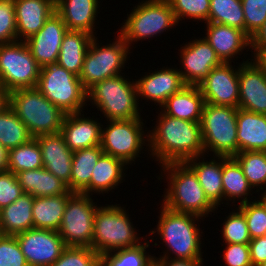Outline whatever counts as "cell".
Returning a JSON list of instances; mask_svg holds the SVG:
<instances>
[{"label": "cell", "mask_w": 266, "mask_h": 266, "mask_svg": "<svg viewBox=\"0 0 266 266\" xmlns=\"http://www.w3.org/2000/svg\"><path fill=\"white\" fill-rule=\"evenodd\" d=\"M133 8L119 29L129 47L133 42L150 39L179 24L168 0H145Z\"/></svg>", "instance_id": "9c48e42d"}, {"label": "cell", "mask_w": 266, "mask_h": 266, "mask_svg": "<svg viewBox=\"0 0 266 266\" xmlns=\"http://www.w3.org/2000/svg\"><path fill=\"white\" fill-rule=\"evenodd\" d=\"M3 236V233L1 231V227H0V238Z\"/></svg>", "instance_id": "680465c9"}, {"label": "cell", "mask_w": 266, "mask_h": 266, "mask_svg": "<svg viewBox=\"0 0 266 266\" xmlns=\"http://www.w3.org/2000/svg\"><path fill=\"white\" fill-rule=\"evenodd\" d=\"M244 214L251 239L264 236L266 233V205L255 199L238 207Z\"/></svg>", "instance_id": "7bdbcfd3"}, {"label": "cell", "mask_w": 266, "mask_h": 266, "mask_svg": "<svg viewBox=\"0 0 266 266\" xmlns=\"http://www.w3.org/2000/svg\"><path fill=\"white\" fill-rule=\"evenodd\" d=\"M249 60L239 65L238 108L266 115V74L254 60Z\"/></svg>", "instance_id": "ac0fdd59"}, {"label": "cell", "mask_w": 266, "mask_h": 266, "mask_svg": "<svg viewBox=\"0 0 266 266\" xmlns=\"http://www.w3.org/2000/svg\"><path fill=\"white\" fill-rule=\"evenodd\" d=\"M10 107V93L0 87V114Z\"/></svg>", "instance_id": "db71d44e"}, {"label": "cell", "mask_w": 266, "mask_h": 266, "mask_svg": "<svg viewBox=\"0 0 266 266\" xmlns=\"http://www.w3.org/2000/svg\"><path fill=\"white\" fill-rule=\"evenodd\" d=\"M249 248L253 266H258L266 261V238L264 236L251 239Z\"/></svg>", "instance_id": "681fc988"}, {"label": "cell", "mask_w": 266, "mask_h": 266, "mask_svg": "<svg viewBox=\"0 0 266 266\" xmlns=\"http://www.w3.org/2000/svg\"><path fill=\"white\" fill-rule=\"evenodd\" d=\"M24 192L17 175L12 171H0V210L15 202Z\"/></svg>", "instance_id": "7dc6e473"}, {"label": "cell", "mask_w": 266, "mask_h": 266, "mask_svg": "<svg viewBox=\"0 0 266 266\" xmlns=\"http://www.w3.org/2000/svg\"><path fill=\"white\" fill-rule=\"evenodd\" d=\"M109 122V123H108ZM102 125L100 147L104 154L124 161L127 165L135 162L141 154L143 145L149 143V131L145 136L141 118L108 120Z\"/></svg>", "instance_id": "7c38bea8"}, {"label": "cell", "mask_w": 266, "mask_h": 266, "mask_svg": "<svg viewBox=\"0 0 266 266\" xmlns=\"http://www.w3.org/2000/svg\"><path fill=\"white\" fill-rule=\"evenodd\" d=\"M260 198H261V201L266 205V193L264 194L262 193Z\"/></svg>", "instance_id": "9f6ffc18"}, {"label": "cell", "mask_w": 266, "mask_h": 266, "mask_svg": "<svg viewBox=\"0 0 266 266\" xmlns=\"http://www.w3.org/2000/svg\"><path fill=\"white\" fill-rule=\"evenodd\" d=\"M223 199L234 201L240 199L239 204L250 202L248 195L252 187L249 185L247 178L243 174L242 168L233 157L223 156Z\"/></svg>", "instance_id": "836d02e7"}, {"label": "cell", "mask_w": 266, "mask_h": 266, "mask_svg": "<svg viewBox=\"0 0 266 266\" xmlns=\"http://www.w3.org/2000/svg\"><path fill=\"white\" fill-rule=\"evenodd\" d=\"M30 135L26 125L9 107L0 114V144L10 150L28 142Z\"/></svg>", "instance_id": "8d00e7d4"}, {"label": "cell", "mask_w": 266, "mask_h": 266, "mask_svg": "<svg viewBox=\"0 0 266 266\" xmlns=\"http://www.w3.org/2000/svg\"><path fill=\"white\" fill-rule=\"evenodd\" d=\"M209 22L236 27L245 32L241 0H210Z\"/></svg>", "instance_id": "f35d334b"}, {"label": "cell", "mask_w": 266, "mask_h": 266, "mask_svg": "<svg viewBox=\"0 0 266 266\" xmlns=\"http://www.w3.org/2000/svg\"><path fill=\"white\" fill-rule=\"evenodd\" d=\"M180 49V64L183 66L178 70L186 85H198L213 68L223 63L203 37L184 44Z\"/></svg>", "instance_id": "2e32d148"}, {"label": "cell", "mask_w": 266, "mask_h": 266, "mask_svg": "<svg viewBox=\"0 0 266 266\" xmlns=\"http://www.w3.org/2000/svg\"><path fill=\"white\" fill-rule=\"evenodd\" d=\"M103 154L102 148L94 146L73 152L70 191L90 195V181L94 167Z\"/></svg>", "instance_id": "1f68e13d"}, {"label": "cell", "mask_w": 266, "mask_h": 266, "mask_svg": "<svg viewBox=\"0 0 266 266\" xmlns=\"http://www.w3.org/2000/svg\"><path fill=\"white\" fill-rule=\"evenodd\" d=\"M132 81L120 74L98 82L87 90V102L96 106L107 121L141 118L136 81Z\"/></svg>", "instance_id": "5b68a950"}, {"label": "cell", "mask_w": 266, "mask_h": 266, "mask_svg": "<svg viewBox=\"0 0 266 266\" xmlns=\"http://www.w3.org/2000/svg\"><path fill=\"white\" fill-rule=\"evenodd\" d=\"M67 31V26L55 11L37 33L25 40L40 67L57 63L62 39Z\"/></svg>", "instance_id": "e0dca14e"}, {"label": "cell", "mask_w": 266, "mask_h": 266, "mask_svg": "<svg viewBox=\"0 0 266 266\" xmlns=\"http://www.w3.org/2000/svg\"><path fill=\"white\" fill-rule=\"evenodd\" d=\"M40 68L25 41L0 44V87L7 92L35 88Z\"/></svg>", "instance_id": "8fae6325"}, {"label": "cell", "mask_w": 266, "mask_h": 266, "mask_svg": "<svg viewBox=\"0 0 266 266\" xmlns=\"http://www.w3.org/2000/svg\"><path fill=\"white\" fill-rule=\"evenodd\" d=\"M160 213L156 231L154 229L149 233L153 235L157 232L167 247L160 258H170L174 254L173 259H203L200 238L203 232H200V225H197L202 217L176 212L162 204Z\"/></svg>", "instance_id": "3957f363"}, {"label": "cell", "mask_w": 266, "mask_h": 266, "mask_svg": "<svg viewBox=\"0 0 266 266\" xmlns=\"http://www.w3.org/2000/svg\"><path fill=\"white\" fill-rule=\"evenodd\" d=\"M155 258V266H203L204 259Z\"/></svg>", "instance_id": "f907efd6"}, {"label": "cell", "mask_w": 266, "mask_h": 266, "mask_svg": "<svg viewBox=\"0 0 266 266\" xmlns=\"http://www.w3.org/2000/svg\"><path fill=\"white\" fill-rule=\"evenodd\" d=\"M161 167L162 175L164 173L169 181L162 205L176 212L205 218L217 209L205 196L195 172L185 162L167 163Z\"/></svg>", "instance_id": "7a4b0ae2"}, {"label": "cell", "mask_w": 266, "mask_h": 266, "mask_svg": "<svg viewBox=\"0 0 266 266\" xmlns=\"http://www.w3.org/2000/svg\"><path fill=\"white\" fill-rule=\"evenodd\" d=\"M24 193L34 197H49L63 194H73L66 183L56 178L44 167L24 170L16 174Z\"/></svg>", "instance_id": "83f0119b"}, {"label": "cell", "mask_w": 266, "mask_h": 266, "mask_svg": "<svg viewBox=\"0 0 266 266\" xmlns=\"http://www.w3.org/2000/svg\"><path fill=\"white\" fill-rule=\"evenodd\" d=\"M231 63H222L213 68L209 75L197 86L204 97L205 103L212 105H239V67Z\"/></svg>", "instance_id": "9a60e30c"}, {"label": "cell", "mask_w": 266, "mask_h": 266, "mask_svg": "<svg viewBox=\"0 0 266 266\" xmlns=\"http://www.w3.org/2000/svg\"><path fill=\"white\" fill-rule=\"evenodd\" d=\"M238 153L243 151H266V115L238 108Z\"/></svg>", "instance_id": "4316f807"}, {"label": "cell", "mask_w": 266, "mask_h": 266, "mask_svg": "<svg viewBox=\"0 0 266 266\" xmlns=\"http://www.w3.org/2000/svg\"><path fill=\"white\" fill-rule=\"evenodd\" d=\"M222 225L221 232L225 244H245L251 241L245 216L239 208L237 212L229 213Z\"/></svg>", "instance_id": "60d3db41"}, {"label": "cell", "mask_w": 266, "mask_h": 266, "mask_svg": "<svg viewBox=\"0 0 266 266\" xmlns=\"http://www.w3.org/2000/svg\"><path fill=\"white\" fill-rule=\"evenodd\" d=\"M17 41L14 0H0V44Z\"/></svg>", "instance_id": "f6af8a7d"}, {"label": "cell", "mask_w": 266, "mask_h": 266, "mask_svg": "<svg viewBox=\"0 0 266 266\" xmlns=\"http://www.w3.org/2000/svg\"><path fill=\"white\" fill-rule=\"evenodd\" d=\"M101 123L84 117L81 112L65 114L60 133L68 148L74 152L84 148L99 146L101 143Z\"/></svg>", "instance_id": "7402d4cb"}, {"label": "cell", "mask_w": 266, "mask_h": 266, "mask_svg": "<svg viewBox=\"0 0 266 266\" xmlns=\"http://www.w3.org/2000/svg\"><path fill=\"white\" fill-rule=\"evenodd\" d=\"M115 41L100 47L96 36L90 42L83 66L78 76L82 86L88 90L94 84L120 75L131 53L128 44L120 34ZM129 52V53H128Z\"/></svg>", "instance_id": "30bf717a"}, {"label": "cell", "mask_w": 266, "mask_h": 266, "mask_svg": "<svg viewBox=\"0 0 266 266\" xmlns=\"http://www.w3.org/2000/svg\"><path fill=\"white\" fill-rule=\"evenodd\" d=\"M10 108L26 125L32 138L60 132L65 117L36 87L10 92Z\"/></svg>", "instance_id": "8992f818"}, {"label": "cell", "mask_w": 266, "mask_h": 266, "mask_svg": "<svg viewBox=\"0 0 266 266\" xmlns=\"http://www.w3.org/2000/svg\"><path fill=\"white\" fill-rule=\"evenodd\" d=\"M205 100L197 85H186L171 95L161 106V111L171 117L186 121L199 122Z\"/></svg>", "instance_id": "484cf974"}, {"label": "cell", "mask_w": 266, "mask_h": 266, "mask_svg": "<svg viewBox=\"0 0 266 266\" xmlns=\"http://www.w3.org/2000/svg\"><path fill=\"white\" fill-rule=\"evenodd\" d=\"M15 236L29 266H51L66 247L56 230L32 228Z\"/></svg>", "instance_id": "5bb4252c"}, {"label": "cell", "mask_w": 266, "mask_h": 266, "mask_svg": "<svg viewBox=\"0 0 266 266\" xmlns=\"http://www.w3.org/2000/svg\"><path fill=\"white\" fill-rule=\"evenodd\" d=\"M127 164L113 156L102 154L93 169L90 181V194H104L124 181ZM124 174V175H123ZM123 180V181H122Z\"/></svg>", "instance_id": "4dcf8cb0"}, {"label": "cell", "mask_w": 266, "mask_h": 266, "mask_svg": "<svg viewBox=\"0 0 266 266\" xmlns=\"http://www.w3.org/2000/svg\"><path fill=\"white\" fill-rule=\"evenodd\" d=\"M51 266H101V256L89 247L66 246Z\"/></svg>", "instance_id": "ab89813d"}, {"label": "cell", "mask_w": 266, "mask_h": 266, "mask_svg": "<svg viewBox=\"0 0 266 266\" xmlns=\"http://www.w3.org/2000/svg\"><path fill=\"white\" fill-rule=\"evenodd\" d=\"M202 156L187 160L185 163L195 172L204 190L205 196L218 209L223 201V156H214L213 160L205 161ZM199 161V162H198ZM219 161V162H218Z\"/></svg>", "instance_id": "d4e9b609"}, {"label": "cell", "mask_w": 266, "mask_h": 266, "mask_svg": "<svg viewBox=\"0 0 266 266\" xmlns=\"http://www.w3.org/2000/svg\"><path fill=\"white\" fill-rule=\"evenodd\" d=\"M93 38V35L84 31L68 30L62 39L57 64L79 76Z\"/></svg>", "instance_id": "f546056e"}, {"label": "cell", "mask_w": 266, "mask_h": 266, "mask_svg": "<svg viewBox=\"0 0 266 266\" xmlns=\"http://www.w3.org/2000/svg\"><path fill=\"white\" fill-rule=\"evenodd\" d=\"M99 3L98 0H55V11L68 30L84 31L94 36Z\"/></svg>", "instance_id": "cb8c5ba5"}, {"label": "cell", "mask_w": 266, "mask_h": 266, "mask_svg": "<svg viewBox=\"0 0 266 266\" xmlns=\"http://www.w3.org/2000/svg\"><path fill=\"white\" fill-rule=\"evenodd\" d=\"M237 111L235 107L205 103L200 121L205 155L209 151L213 156L238 154Z\"/></svg>", "instance_id": "52a82bcc"}, {"label": "cell", "mask_w": 266, "mask_h": 266, "mask_svg": "<svg viewBox=\"0 0 266 266\" xmlns=\"http://www.w3.org/2000/svg\"><path fill=\"white\" fill-rule=\"evenodd\" d=\"M41 151L43 167L67 184L70 190L73 152L60 132L36 137Z\"/></svg>", "instance_id": "44dd1931"}, {"label": "cell", "mask_w": 266, "mask_h": 266, "mask_svg": "<svg viewBox=\"0 0 266 266\" xmlns=\"http://www.w3.org/2000/svg\"><path fill=\"white\" fill-rule=\"evenodd\" d=\"M157 124L149 132L146 145L152 157L164 165L172 162L205 157L202 131L199 122L174 118L160 111Z\"/></svg>", "instance_id": "6da1fadb"}, {"label": "cell", "mask_w": 266, "mask_h": 266, "mask_svg": "<svg viewBox=\"0 0 266 266\" xmlns=\"http://www.w3.org/2000/svg\"><path fill=\"white\" fill-rule=\"evenodd\" d=\"M36 88L65 114L83 113L87 90L77 75L57 63L40 68Z\"/></svg>", "instance_id": "ba28073f"}, {"label": "cell", "mask_w": 266, "mask_h": 266, "mask_svg": "<svg viewBox=\"0 0 266 266\" xmlns=\"http://www.w3.org/2000/svg\"><path fill=\"white\" fill-rule=\"evenodd\" d=\"M186 84L177 68H162L136 80L138 100L147 99L161 107L166 100Z\"/></svg>", "instance_id": "d6986e66"}, {"label": "cell", "mask_w": 266, "mask_h": 266, "mask_svg": "<svg viewBox=\"0 0 266 266\" xmlns=\"http://www.w3.org/2000/svg\"><path fill=\"white\" fill-rule=\"evenodd\" d=\"M34 199L31 194L24 193L15 202L0 210V227L3 235L15 236L34 228Z\"/></svg>", "instance_id": "f1b7e54d"}, {"label": "cell", "mask_w": 266, "mask_h": 266, "mask_svg": "<svg viewBox=\"0 0 266 266\" xmlns=\"http://www.w3.org/2000/svg\"><path fill=\"white\" fill-rule=\"evenodd\" d=\"M150 241L131 248L114 251L101 256V266H155V256L149 255L146 248ZM147 253V254H146Z\"/></svg>", "instance_id": "d590c367"}, {"label": "cell", "mask_w": 266, "mask_h": 266, "mask_svg": "<svg viewBox=\"0 0 266 266\" xmlns=\"http://www.w3.org/2000/svg\"><path fill=\"white\" fill-rule=\"evenodd\" d=\"M223 252V260L227 266H253L250 259L249 243H227Z\"/></svg>", "instance_id": "c3c4849f"}, {"label": "cell", "mask_w": 266, "mask_h": 266, "mask_svg": "<svg viewBox=\"0 0 266 266\" xmlns=\"http://www.w3.org/2000/svg\"><path fill=\"white\" fill-rule=\"evenodd\" d=\"M254 50L253 52V58L256 62V64L263 70V72L266 74V49H250Z\"/></svg>", "instance_id": "f5cc1de1"}, {"label": "cell", "mask_w": 266, "mask_h": 266, "mask_svg": "<svg viewBox=\"0 0 266 266\" xmlns=\"http://www.w3.org/2000/svg\"><path fill=\"white\" fill-rule=\"evenodd\" d=\"M258 266H266V261L261 263V264H259Z\"/></svg>", "instance_id": "6f0895ef"}, {"label": "cell", "mask_w": 266, "mask_h": 266, "mask_svg": "<svg viewBox=\"0 0 266 266\" xmlns=\"http://www.w3.org/2000/svg\"><path fill=\"white\" fill-rule=\"evenodd\" d=\"M71 195L63 194L49 197H35L32 209L34 228L58 231L68 198Z\"/></svg>", "instance_id": "d6a6232c"}, {"label": "cell", "mask_w": 266, "mask_h": 266, "mask_svg": "<svg viewBox=\"0 0 266 266\" xmlns=\"http://www.w3.org/2000/svg\"><path fill=\"white\" fill-rule=\"evenodd\" d=\"M42 167V151L36 138L8 150V170L14 174Z\"/></svg>", "instance_id": "e575fe53"}, {"label": "cell", "mask_w": 266, "mask_h": 266, "mask_svg": "<svg viewBox=\"0 0 266 266\" xmlns=\"http://www.w3.org/2000/svg\"><path fill=\"white\" fill-rule=\"evenodd\" d=\"M168 2L178 23L186 18L209 22L210 0H168Z\"/></svg>", "instance_id": "b9f144b4"}, {"label": "cell", "mask_w": 266, "mask_h": 266, "mask_svg": "<svg viewBox=\"0 0 266 266\" xmlns=\"http://www.w3.org/2000/svg\"><path fill=\"white\" fill-rule=\"evenodd\" d=\"M251 49H266V20L263 26L251 37Z\"/></svg>", "instance_id": "816d5d0a"}, {"label": "cell", "mask_w": 266, "mask_h": 266, "mask_svg": "<svg viewBox=\"0 0 266 266\" xmlns=\"http://www.w3.org/2000/svg\"><path fill=\"white\" fill-rule=\"evenodd\" d=\"M125 208L115 205L98 206L94 217L91 248L100 256L139 245L140 239Z\"/></svg>", "instance_id": "277c9868"}, {"label": "cell", "mask_w": 266, "mask_h": 266, "mask_svg": "<svg viewBox=\"0 0 266 266\" xmlns=\"http://www.w3.org/2000/svg\"><path fill=\"white\" fill-rule=\"evenodd\" d=\"M0 266H29L16 236L3 235L0 238Z\"/></svg>", "instance_id": "bcb514c9"}, {"label": "cell", "mask_w": 266, "mask_h": 266, "mask_svg": "<svg viewBox=\"0 0 266 266\" xmlns=\"http://www.w3.org/2000/svg\"><path fill=\"white\" fill-rule=\"evenodd\" d=\"M8 170V150L0 144V171Z\"/></svg>", "instance_id": "11a10c76"}, {"label": "cell", "mask_w": 266, "mask_h": 266, "mask_svg": "<svg viewBox=\"0 0 266 266\" xmlns=\"http://www.w3.org/2000/svg\"><path fill=\"white\" fill-rule=\"evenodd\" d=\"M17 41L37 33L55 12V0H14Z\"/></svg>", "instance_id": "603a6c76"}, {"label": "cell", "mask_w": 266, "mask_h": 266, "mask_svg": "<svg viewBox=\"0 0 266 266\" xmlns=\"http://www.w3.org/2000/svg\"><path fill=\"white\" fill-rule=\"evenodd\" d=\"M97 208L92 197L87 194L73 193L68 198L58 230L65 246L91 248Z\"/></svg>", "instance_id": "4fadbf2b"}, {"label": "cell", "mask_w": 266, "mask_h": 266, "mask_svg": "<svg viewBox=\"0 0 266 266\" xmlns=\"http://www.w3.org/2000/svg\"><path fill=\"white\" fill-rule=\"evenodd\" d=\"M204 38L224 63H231L234 56L240 55L245 48L251 49V37L239 28L206 22Z\"/></svg>", "instance_id": "ffe728a7"}, {"label": "cell", "mask_w": 266, "mask_h": 266, "mask_svg": "<svg viewBox=\"0 0 266 266\" xmlns=\"http://www.w3.org/2000/svg\"><path fill=\"white\" fill-rule=\"evenodd\" d=\"M233 158L239 163L252 189L259 186L261 190L266 189V151H243Z\"/></svg>", "instance_id": "74e56055"}, {"label": "cell", "mask_w": 266, "mask_h": 266, "mask_svg": "<svg viewBox=\"0 0 266 266\" xmlns=\"http://www.w3.org/2000/svg\"><path fill=\"white\" fill-rule=\"evenodd\" d=\"M245 32L252 37L266 20V0H241Z\"/></svg>", "instance_id": "ee69618b"}]
</instances>
